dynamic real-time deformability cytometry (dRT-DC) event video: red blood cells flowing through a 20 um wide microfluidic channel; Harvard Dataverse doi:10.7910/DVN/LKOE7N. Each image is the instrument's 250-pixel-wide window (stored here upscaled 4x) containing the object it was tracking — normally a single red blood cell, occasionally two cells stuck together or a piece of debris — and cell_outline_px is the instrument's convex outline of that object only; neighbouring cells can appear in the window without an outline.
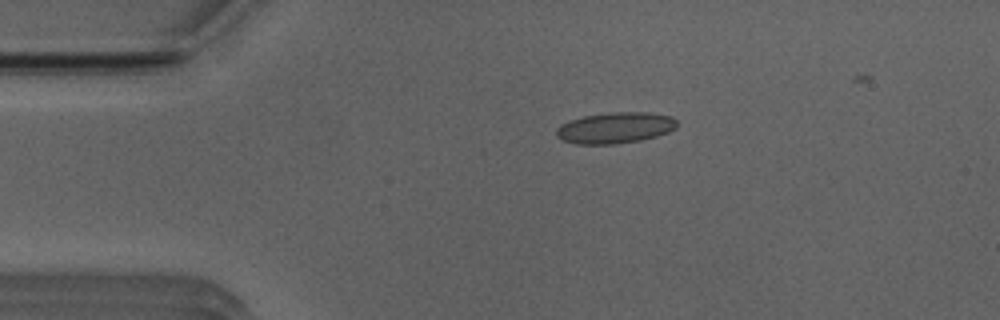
{"species": "Egyptian fruit bat (a non-hibernating species)", "species_latin": "Rousettus aegyptiacus", "temperature_condition": "room temperature", "stored_images_in_passage": 26, "camera_frame_rate_fps": 3000, "um_per_image_px": 0.085, "animal": {"sex": "male"}, "frame": {"image": 1, "passage_image": 1, "time_ms": 0.0, "image_size_px": [1000, 320], "cell_outline_px": [[676, 128], [668, 132], [656, 136], [640, 140], [616, 144], [576, 144], [564, 140], [556, 136], [556, 128], [560, 124], [568, 120], [584, 116], [608, 112], [648, 112], [672, 116], [676, 120]], "centroid_in_image_um": [52.27, 10.85], "position_along_channel_um": 32.7, "area_um2": 21.96}}
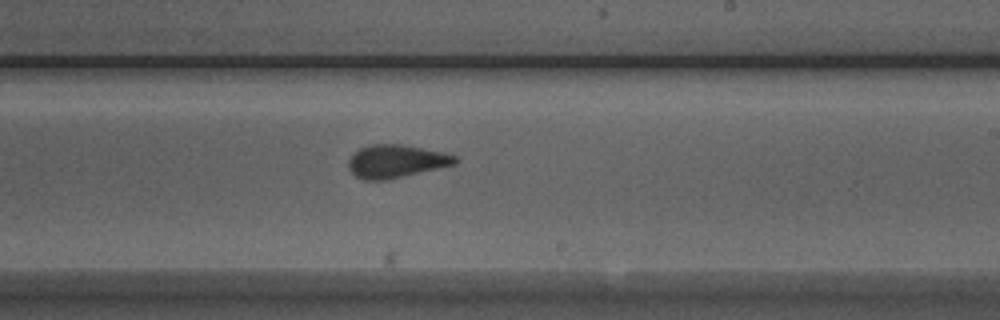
{"frame": {"image": 2, "passage_image": 21, "time_ms": 6.667, "image_size_px": [1000, 320], "cell_outline_px": [[460, 160], [456, 164], [384, 180], [364, 180], [356, 176], [348, 168], [348, 160], [360, 148], [368, 144], [400, 144], [444, 152], [456, 156]], "centroid_in_image_um": [33.67, 13.7], "position_along_channel_um": 255.3, "area_um2": 20.35}}